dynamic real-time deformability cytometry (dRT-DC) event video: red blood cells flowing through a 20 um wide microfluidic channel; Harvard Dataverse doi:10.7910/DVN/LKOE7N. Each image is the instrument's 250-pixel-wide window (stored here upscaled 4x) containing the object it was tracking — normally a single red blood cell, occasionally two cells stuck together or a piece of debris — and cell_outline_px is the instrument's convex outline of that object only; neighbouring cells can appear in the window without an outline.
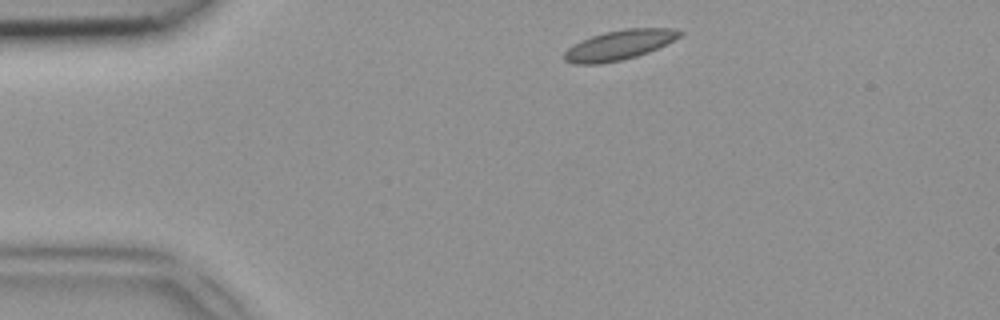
{"species": "common noctule bat (a hibernating species)", "species_latin": "Nyctalus noctula", "temperature_condition": "room temperature", "stored_images_in_passage": 41, "camera_frame_rate_fps": 3000, "um_per_image_px": 0.085, "animal": {"sex": "female", "body_mass_g": 18.4}, "frame": {"image": 1, "passage_image": 2, "time_ms": 0.333, "image_size_px": [1000, 320], "cell_outline_px": [[684, 32], [680, 36], [648, 52], [636, 56], [620, 60], [600, 64], [572, 64], [564, 60], [564, 52], [568, 48], [580, 40], [604, 32], [624, 28], [672, 28]], "centroid_in_image_um": [52.58, 3.82], "position_along_channel_um": 32.4, "area_um2": 19.88}}
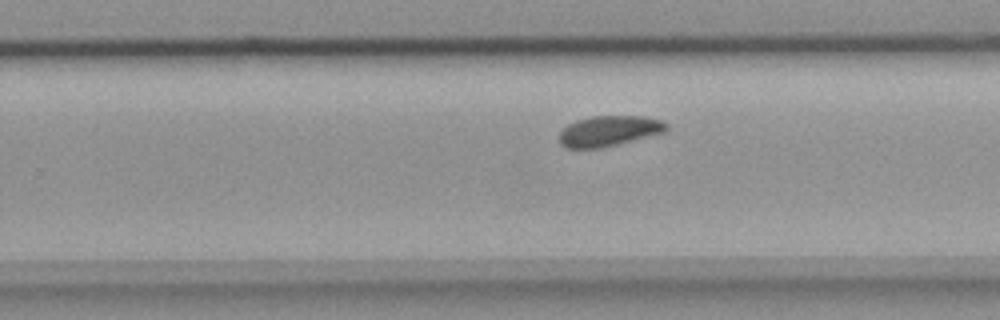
{"frame": {"image": 2, "passage_image": 23, "time_ms": 7.333, "image_size_px": [1000, 320], "cell_outline_px": [[668, 128], [664, 132], [600, 148], [568, 148], [560, 144], [560, 132], [568, 124], [576, 120], [592, 116], [644, 116], [660, 120], [668, 124]], "centroid_in_image_um": [51.75, 11.12], "position_along_channel_um": 278.0, "area_um2": 18.79}}
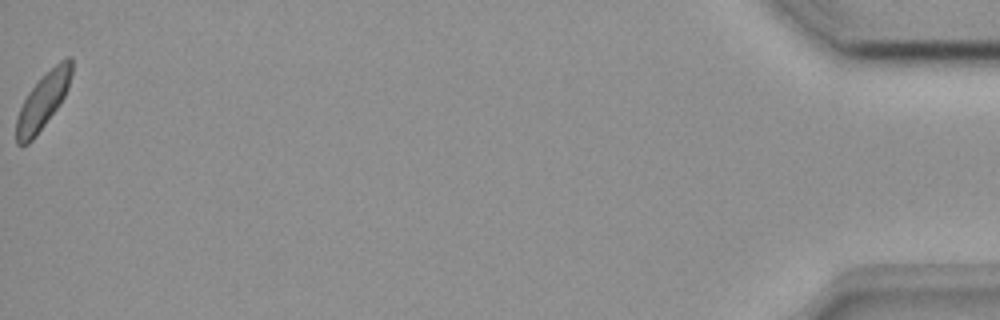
{"frame": {"image": 3, "passage_image": 41, "time_ms": 13.333, "image_size_px": [1000, 320], "cell_outline_px": [[72, 72], [68, 88], [60, 104], [36, 136], [28, 144], [16, 144], [16, 116], [28, 92], [60, 60], [68, 56], [72, 56]], "centroid_in_image_um": [3.65, 8.6], "position_along_channel_um": 431.5, "area_um2": 17.69}}